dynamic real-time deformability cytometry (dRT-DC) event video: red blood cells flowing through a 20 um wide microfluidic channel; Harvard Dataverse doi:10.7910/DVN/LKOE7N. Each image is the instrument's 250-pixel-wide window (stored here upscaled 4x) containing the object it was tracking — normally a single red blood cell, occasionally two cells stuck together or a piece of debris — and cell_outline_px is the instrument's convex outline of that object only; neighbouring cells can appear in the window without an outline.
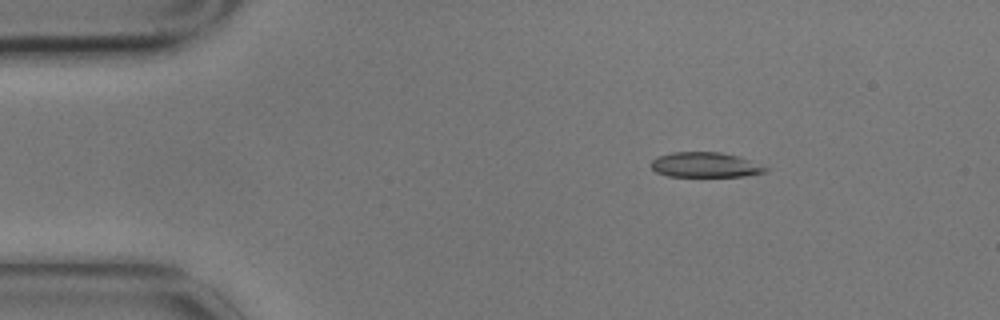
{"species": "common noctule bat (a hibernating species)", "species_latin": "Nyctalus noctula", "temperature_condition": "cold", "stored_images_in_passage": 7, "camera_frame_rate_fps": 3000, "um_per_image_px": 0.085, "animal": {"sex": "male", "body_mass_g": 17.9}, "frame": {"image": 1, "passage_image": 2, "time_ms": 0.333, "image_size_px": [1000, 320], "cell_outline_px": [[768, 172], [744, 176], [668, 176], [656, 172], [648, 164], [656, 156], [672, 152], [720, 152], [740, 156], [768, 168]], "centroid_in_image_um": [59.91, 14.01], "position_along_channel_um": 25.1, "area_um2": 16.82}}